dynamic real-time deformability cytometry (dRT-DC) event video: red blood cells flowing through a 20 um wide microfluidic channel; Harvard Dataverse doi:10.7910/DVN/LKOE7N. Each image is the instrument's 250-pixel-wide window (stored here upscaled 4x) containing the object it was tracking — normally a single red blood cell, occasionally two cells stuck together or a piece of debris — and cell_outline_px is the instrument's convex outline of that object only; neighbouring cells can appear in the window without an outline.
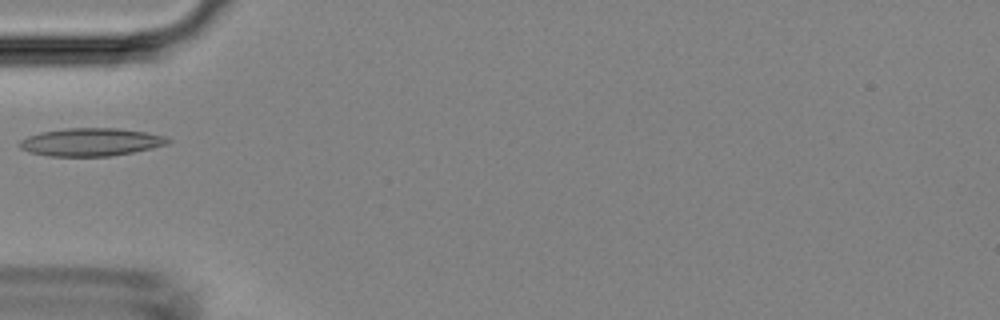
{"species": "Egyptian fruit bat (a non-hibernating species)", "species_latin": "Rousettus aegyptiacus", "temperature_condition": "room temperature", "stored_images_in_passage": 6, "camera_frame_rate_fps": 3000, "um_per_image_px": 0.085, "animal": {"sex": "female"}, "frame": {"image": 1, "passage_image": 5, "time_ms": 4.667, "image_size_px": [1000, 320], "cell_outline_px": [[172, 140], [168, 144], [152, 148], [112, 156], [48, 156], [28, 152], [20, 148], [16, 144], [20, 140], [28, 136], [40, 132], [64, 128], [116, 128], [144, 132], [164, 136]], "centroid_in_image_um": [7.68, 12.08], "position_along_channel_um": 77.3, "area_um2": 24.22}}